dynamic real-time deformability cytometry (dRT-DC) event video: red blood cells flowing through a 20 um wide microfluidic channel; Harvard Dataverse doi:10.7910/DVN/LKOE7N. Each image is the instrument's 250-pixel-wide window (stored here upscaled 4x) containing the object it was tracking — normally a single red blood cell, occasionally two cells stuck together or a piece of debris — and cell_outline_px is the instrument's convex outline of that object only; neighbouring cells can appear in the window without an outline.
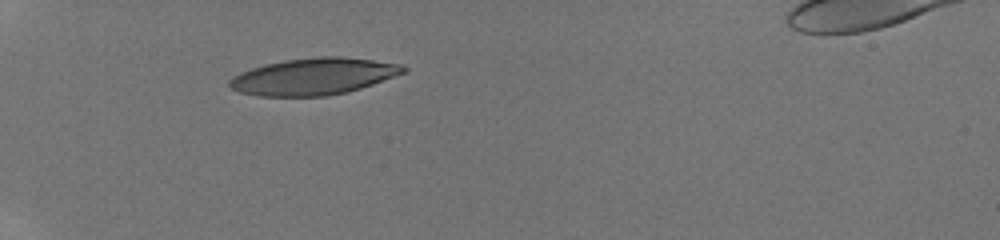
{"species": "human", "species_latin": "Homo sapiens", "temperature_condition": "room temperature", "stored_images_in_passage": 34, "camera_frame_rate_fps": 3000, "um_per_image_px": 0.085, "donor": {"sex": "male"}, "frame": {"image": 1, "passage_image": 1, "time_ms": 0.0, "image_size_px": [1000, 240], "cell_outline_px": [[408, 72], [348, 92], [328, 96], [260, 96], [240, 92], [232, 88], [228, 84], [228, 80], [232, 76], [240, 72], [264, 64], [284, 60], [320, 56], [340, 56], [404, 64], [408, 68]], "centroid_in_image_um": [26.68, 6.49], "position_along_channel_um": 58.3, "area_um2": 37.45}}
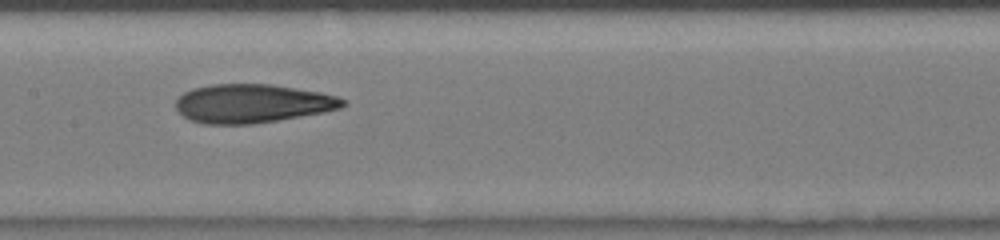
{"frame": {"image": 2, "passage_image": 12, "time_ms": 3.667, "image_size_px": [1000, 240], "cell_outline_px": [[348, 104], [340, 108], [324, 112], [252, 124], [204, 124], [188, 120], [176, 108], [176, 100], [184, 92], [192, 88], [212, 84], [272, 84], [320, 92], [336, 96], [348, 100]], "centroid_in_image_um": [21.45, 8.79], "position_along_channel_um": 185.9, "area_um2": 37.74}}
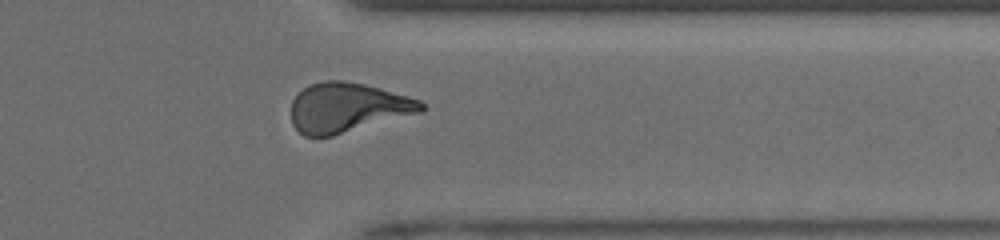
{"frame": {"image": 3, "passage_image": 26, "time_ms": 8.333, "image_size_px": [1000, 240], "cell_outline_px": [[424, 108], [420, 112], [332, 136], [304, 136], [292, 124], [292, 100], [304, 88], [312, 84], [324, 80], [344, 80], [364, 84], [380, 88], [408, 96], [420, 100], [424, 104]], "centroid_in_image_um": [29.52, 9.13], "position_along_channel_um": 381.9, "area_um2": 37.17}, "authors_computed_cell_mechanics": {"area_um2": 36.7608, "velocity_mm_per_s": 4.2136, "shape_relaxation_time_tau1_ms": 6.7285, "shape_relaxation_time_tau2_ms": 1.6107, "deformation_change_tau1": 0.2206, "deformation_change_tau2": 0.0963}}